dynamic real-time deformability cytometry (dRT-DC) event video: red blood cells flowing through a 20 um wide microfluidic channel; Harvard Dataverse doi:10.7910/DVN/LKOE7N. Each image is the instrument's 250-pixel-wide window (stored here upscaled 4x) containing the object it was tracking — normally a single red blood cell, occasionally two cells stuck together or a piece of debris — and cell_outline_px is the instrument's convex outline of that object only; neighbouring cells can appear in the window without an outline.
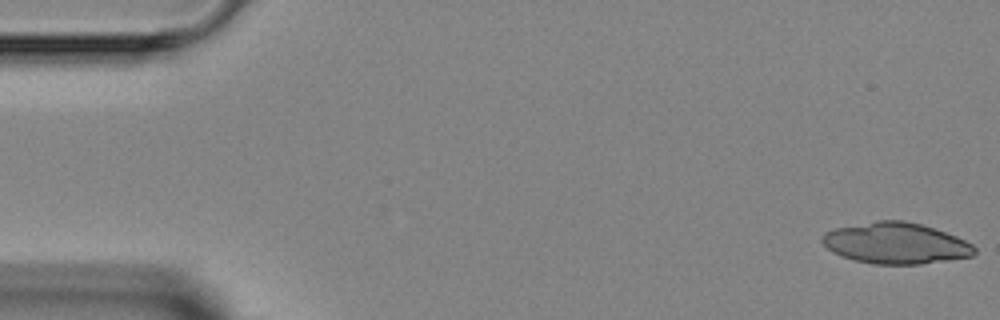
{"species": "Egyptian fruit bat (a non-hibernating species)", "species_latin": "Rousettus aegyptiacus", "temperature_condition": "room temperature", "stored_images_in_passage": 4, "segment_of_instrument_passage": [1, 2], "camera_frame_rate_fps": 3000, "um_per_image_px": 0.085, "animal": {"sex": "female"}, "frame": {"image": 1, "passage_image": 1, "time_ms": 0.0, "image_size_px": [1000, 320], "cell_outline_px": [[976, 252], [972, 256], [948, 260], [920, 264], [876, 264], [856, 260], [832, 252], [820, 240], [820, 236], [824, 232], [832, 228], [876, 220], [904, 220], [920, 224], [956, 236], [972, 244], [976, 248]], "centroid_in_image_um": [76.11, 20.66], "position_along_channel_um": 8.9, "area_um2": 36.47}}